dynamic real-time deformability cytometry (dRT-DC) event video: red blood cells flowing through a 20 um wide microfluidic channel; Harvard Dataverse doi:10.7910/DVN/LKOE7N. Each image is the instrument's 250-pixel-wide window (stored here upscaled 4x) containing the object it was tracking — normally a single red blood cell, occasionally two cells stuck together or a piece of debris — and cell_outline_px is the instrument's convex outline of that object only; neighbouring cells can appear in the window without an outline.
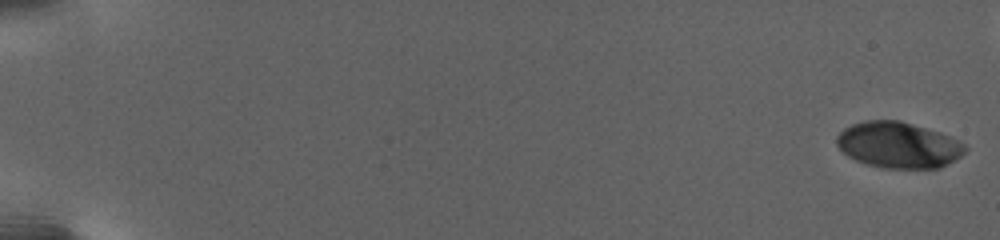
{"species": "human", "species_latin": "Homo sapiens", "temperature_condition": "warm", "stored_images_in_passage": 78, "camera_frame_rate_fps": 3000, "um_per_image_px": 0.085, "donor": {"sex": "female"}, "frame": {"image": 1, "passage_image": 1, "time_ms": 0.0, "image_size_px": [1000, 240], "cell_outline_px": [[968, 148], [960, 156], [940, 168], [884, 168], [868, 164], [856, 160], [848, 156], [836, 144], [836, 136], [844, 128], [852, 124], [864, 120], [900, 120], [940, 132], [964, 144]], "centroid_in_image_um": [76.34, 12.32], "position_along_channel_um": 8.7, "area_um2": 34.28}}
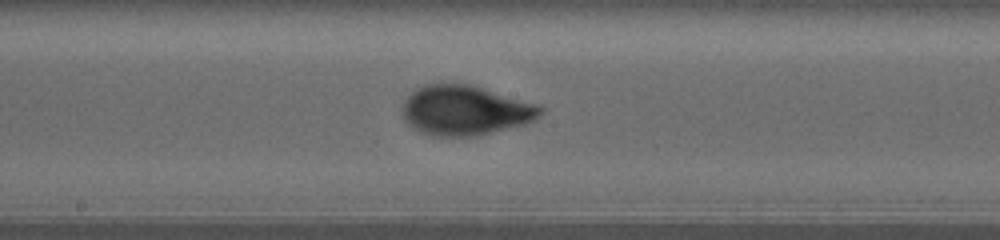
{"frame": {"image": 2, "passage_image": 55, "time_ms": 15.0, "image_size_px": [1000, 240], "cell_outline_px": [[544, 108], [540, 116], [524, 124], [476, 136], [432, 136], [420, 132], [408, 124], [404, 120], [404, 100], [416, 88], [428, 84], [472, 84]], "centroid_in_image_um": [39.49, 9.39], "position_along_channel_um": 208.7, "area_um2": 39.42}}
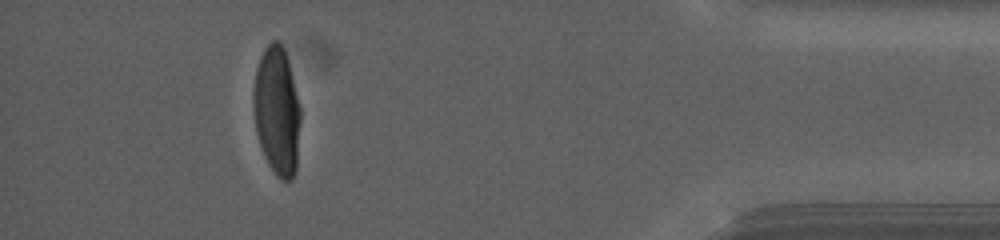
{"frame": {"image": 3, "passage_image": 77, "time_ms": 24.333, "image_size_px": [1000, 240], "cell_outline_px": [[300, 120], [296, 168], [292, 180], [280, 180], [276, 176], [268, 164], [264, 156], [256, 132], [252, 108], [252, 92], [256, 68], [260, 56], [264, 48], [272, 40], [280, 40], [284, 48], [288, 60], [300, 108]], "centroid_in_image_um": [23.51, 9.41], "position_along_channel_um": 411.7, "area_um2": 35.6}}